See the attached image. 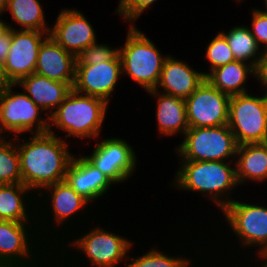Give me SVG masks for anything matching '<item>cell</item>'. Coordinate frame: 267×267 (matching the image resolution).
<instances>
[{
  "instance_id": "5bb4252c",
  "label": "cell",
  "mask_w": 267,
  "mask_h": 267,
  "mask_svg": "<svg viewBox=\"0 0 267 267\" xmlns=\"http://www.w3.org/2000/svg\"><path fill=\"white\" fill-rule=\"evenodd\" d=\"M121 76L122 64L117 53L111 60L99 64H76L72 89L83 95L100 98L109 104Z\"/></svg>"
},
{
  "instance_id": "52a82bcc",
  "label": "cell",
  "mask_w": 267,
  "mask_h": 267,
  "mask_svg": "<svg viewBox=\"0 0 267 267\" xmlns=\"http://www.w3.org/2000/svg\"><path fill=\"white\" fill-rule=\"evenodd\" d=\"M126 41L118 47L123 76L132 79L145 92L157 87L163 64L169 54L158 46L136 24L127 25Z\"/></svg>"
},
{
  "instance_id": "ab89813d",
  "label": "cell",
  "mask_w": 267,
  "mask_h": 267,
  "mask_svg": "<svg viewBox=\"0 0 267 267\" xmlns=\"http://www.w3.org/2000/svg\"><path fill=\"white\" fill-rule=\"evenodd\" d=\"M235 1H236L235 3L239 4V3L243 2L244 0H235Z\"/></svg>"
},
{
  "instance_id": "4dcf8cb0",
  "label": "cell",
  "mask_w": 267,
  "mask_h": 267,
  "mask_svg": "<svg viewBox=\"0 0 267 267\" xmlns=\"http://www.w3.org/2000/svg\"><path fill=\"white\" fill-rule=\"evenodd\" d=\"M157 0H119L114 13L120 16L128 25H135L140 16L149 8L151 9Z\"/></svg>"
},
{
  "instance_id": "8d00e7d4",
  "label": "cell",
  "mask_w": 267,
  "mask_h": 267,
  "mask_svg": "<svg viewBox=\"0 0 267 267\" xmlns=\"http://www.w3.org/2000/svg\"><path fill=\"white\" fill-rule=\"evenodd\" d=\"M3 15L4 14H0V35L2 33H4L8 29L7 21L6 20H2V16Z\"/></svg>"
},
{
  "instance_id": "2e32d148",
  "label": "cell",
  "mask_w": 267,
  "mask_h": 267,
  "mask_svg": "<svg viewBox=\"0 0 267 267\" xmlns=\"http://www.w3.org/2000/svg\"><path fill=\"white\" fill-rule=\"evenodd\" d=\"M55 20L50 25L49 36L75 57L98 41L95 28L77 8H62Z\"/></svg>"
},
{
  "instance_id": "e0dca14e",
  "label": "cell",
  "mask_w": 267,
  "mask_h": 267,
  "mask_svg": "<svg viewBox=\"0 0 267 267\" xmlns=\"http://www.w3.org/2000/svg\"><path fill=\"white\" fill-rule=\"evenodd\" d=\"M191 66L169 54L164 61L155 90L186 100L206 79L202 71Z\"/></svg>"
},
{
  "instance_id": "8fae6325",
  "label": "cell",
  "mask_w": 267,
  "mask_h": 267,
  "mask_svg": "<svg viewBox=\"0 0 267 267\" xmlns=\"http://www.w3.org/2000/svg\"><path fill=\"white\" fill-rule=\"evenodd\" d=\"M227 125L238 145L267 142V97L250 92L230 96Z\"/></svg>"
},
{
  "instance_id": "7402d4cb",
  "label": "cell",
  "mask_w": 267,
  "mask_h": 267,
  "mask_svg": "<svg viewBox=\"0 0 267 267\" xmlns=\"http://www.w3.org/2000/svg\"><path fill=\"white\" fill-rule=\"evenodd\" d=\"M17 85L49 117L72 90L67 83L55 81L36 73L22 78Z\"/></svg>"
},
{
  "instance_id": "ac0fdd59",
  "label": "cell",
  "mask_w": 267,
  "mask_h": 267,
  "mask_svg": "<svg viewBox=\"0 0 267 267\" xmlns=\"http://www.w3.org/2000/svg\"><path fill=\"white\" fill-rule=\"evenodd\" d=\"M68 184L91 204L102 199L115 184L94 167L82 154H75L66 173Z\"/></svg>"
},
{
  "instance_id": "7a4b0ae2",
  "label": "cell",
  "mask_w": 267,
  "mask_h": 267,
  "mask_svg": "<svg viewBox=\"0 0 267 267\" xmlns=\"http://www.w3.org/2000/svg\"><path fill=\"white\" fill-rule=\"evenodd\" d=\"M94 226L91 225L89 228H87V227L84 228V230L86 229L85 231L82 229L81 232L83 231V233H80V229L78 228V230H77V228H76L75 230H73V233H74V231H76L75 236L71 232L70 234H72V235L69 234L67 236L68 239L67 238L64 239V241H62L61 245H58V247H55L53 250L54 255H55V257H53L54 258V260H53L54 266L53 267H55V266L60 267L61 264H62L61 267H67V265H68V267H71V266L74 267L78 261H76V262H72V261H74V259H77V258H79L77 260H80L81 257L82 258L84 257L86 259L83 258L82 260H80V262H82L83 260L84 261L87 260L86 261L87 265H89L90 267L91 266L92 267H117L118 265L123 264L122 261H124V263H125L124 267H127L128 253H129V250H130V248L134 242L126 236L124 237L123 235H120V234H117V233L110 231V229L107 230V229H105V227L103 228V226H100V224L94 225ZM87 229H88V232H87ZM71 236H72V238H71ZM64 242L66 244H63ZM63 248H64V250H63ZM55 249H57V250H55ZM66 249L68 251H66ZM59 250H61L62 253ZM70 250L72 252L76 251L79 254L82 253L81 255H83V256H81V255L79 256V254L77 256V253L76 254L74 253L73 255L75 257H74V259H72L73 257H71V256H73V255H72V252ZM55 252L56 253L58 252V253L56 254ZM69 252H71V254H69ZM59 257H60V260H59ZM68 258L70 261L69 263L67 262ZM64 262H66V263H64Z\"/></svg>"
},
{
  "instance_id": "4316f807",
  "label": "cell",
  "mask_w": 267,
  "mask_h": 267,
  "mask_svg": "<svg viewBox=\"0 0 267 267\" xmlns=\"http://www.w3.org/2000/svg\"><path fill=\"white\" fill-rule=\"evenodd\" d=\"M134 244H132L127 260V267H193L194 256H185L182 253L178 255L168 254L166 251H161L158 246L152 247L146 250V253H142L139 256H130V251L133 249ZM167 253V254H166ZM172 255V256H171ZM193 265V266H192Z\"/></svg>"
},
{
  "instance_id": "836d02e7",
  "label": "cell",
  "mask_w": 267,
  "mask_h": 267,
  "mask_svg": "<svg viewBox=\"0 0 267 267\" xmlns=\"http://www.w3.org/2000/svg\"><path fill=\"white\" fill-rule=\"evenodd\" d=\"M12 42V29L8 28L0 35V60L4 62L7 58Z\"/></svg>"
},
{
  "instance_id": "603a6c76",
  "label": "cell",
  "mask_w": 267,
  "mask_h": 267,
  "mask_svg": "<svg viewBox=\"0 0 267 267\" xmlns=\"http://www.w3.org/2000/svg\"><path fill=\"white\" fill-rule=\"evenodd\" d=\"M240 186L267 181V142L238 145L235 158Z\"/></svg>"
},
{
  "instance_id": "7c38bea8",
  "label": "cell",
  "mask_w": 267,
  "mask_h": 267,
  "mask_svg": "<svg viewBox=\"0 0 267 267\" xmlns=\"http://www.w3.org/2000/svg\"><path fill=\"white\" fill-rule=\"evenodd\" d=\"M120 137L100 138L92 152L83 156L115 185L132 178L138 165V155L132 145Z\"/></svg>"
},
{
  "instance_id": "277c9868",
  "label": "cell",
  "mask_w": 267,
  "mask_h": 267,
  "mask_svg": "<svg viewBox=\"0 0 267 267\" xmlns=\"http://www.w3.org/2000/svg\"><path fill=\"white\" fill-rule=\"evenodd\" d=\"M36 197H38L36 199L37 200L36 201V204H37L36 215H37V218L40 219V220H38V219L36 220L38 232H39V235L42 238V240L45 241V243H47V245L51 246L52 249L55 246L58 247V245H60L62 243V241H64V239H66L67 235H69L70 232H67V231H68V229H70L68 226V224L70 222L71 223L69 225L71 227L72 232H73L72 229H74L77 225H82V224H79L82 222L81 221L77 222V220H79V219L81 220V217L83 215H86L87 210L88 209L90 210V208L88 207L89 205L92 206V204L87 199H85L82 195L78 194L68 184V182L66 180H63L61 182H57L53 185H50V186L44 188L38 195H36ZM43 200H45V201H43ZM41 204L43 205V207ZM73 218H75V219H73ZM74 222H76L77 224ZM62 227L63 228L65 227L66 230H65V228L62 230L61 229ZM53 234H57V235L53 236ZM52 238L54 239L53 240L54 242L52 241Z\"/></svg>"
},
{
  "instance_id": "ffe728a7",
  "label": "cell",
  "mask_w": 267,
  "mask_h": 267,
  "mask_svg": "<svg viewBox=\"0 0 267 267\" xmlns=\"http://www.w3.org/2000/svg\"><path fill=\"white\" fill-rule=\"evenodd\" d=\"M147 93L156 100L155 118L160 137L183 136L189 129L184 99L167 95L155 89Z\"/></svg>"
},
{
  "instance_id": "44dd1931",
  "label": "cell",
  "mask_w": 267,
  "mask_h": 267,
  "mask_svg": "<svg viewBox=\"0 0 267 267\" xmlns=\"http://www.w3.org/2000/svg\"><path fill=\"white\" fill-rule=\"evenodd\" d=\"M36 198L23 183L0 184V220L36 222Z\"/></svg>"
},
{
  "instance_id": "ba28073f",
  "label": "cell",
  "mask_w": 267,
  "mask_h": 267,
  "mask_svg": "<svg viewBox=\"0 0 267 267\" xmlns=\"http://www.w3.org/2000/svg\"><path fill=\"white\" fill-rule=\"evenodd\" d=\"M9 84L0 90V136L16 137L49 131V116L23 92Z\"/></svg>"
},
{
  "instance_id": "f546056e",
  "label": "cell",
  "mask_w": 267,
  "mask_h": 267,
  "mask_svg": "<svg viewBox=\"0 0 267 267\" xmlns=\"http://www.w3.org/2000/svg\"><path fill=\"white\" fill-rule=\"evenodd\" d=\"M118 47H111L107 43L95 42L83 49L76 57V64H99L111 60L117 53Z\"/></svg>"
},
{
  "instance_id": "e575fe53",
  "label": "cell",
  "mask_w": 267,
  "mask_h": 267,
  "mask_svg": "<svg viewBox=\"0 0 267 267\" xmlns=\"http://www.w3.org/2000/svg\"><path fill=\"white\" fill-rule=\"evenodd\" d=\"M248 252H253V254L255 253V256H257V257H252V259L253 258H256L258 261H259V263L257 264V266L256 267H267V252H254V251H248Z\"/></svg>"
},
{
  "instance_id": "5b68a950",
  "label": "cell",
  "mask_w": 267,
  "mask_h": 267,
  "mask_svg": "<svg viewBox=\"0 0 267 267\" xmlns=\"http://www.w3.org/2000/svg\"><path fill=\"white\" fill-rule=\"evenodd\" d=\"M108 107L110 106L104 100L80 94L72 89L49 117L48 132L64 137L65 141L72 137L76 138V141L94 139L93 141L97 142L96 139L101 137L104 120L107 118ZM62 131V135L56 133Z\"/></svg>"
},
{
  "instance_id": "1f68e13d",
  "label": "cell",
  "mask_w": 267,
  "mask_h": 267,
  "mask_svg": "<svg viewBox=\"0 0 267 267\" xmlns=\"http://www.w3.org/2000/svg\"><path fill=\"white\" fill-rule=\"evenodd\" d=\"M252 36L256 39L259 47L267 50V11L261 8H252L251 24L248 26Z\"/></svg>"
},
{
  "instance_id": "cb8c5ba5",
  "label": "cell",
  "mask_w": 267,
  "mask_h": 267,
  "mask_svg": "<svg viewBox=\"0 0 267 267\" xmlns=\"http://www.w3.org/2000/svg\"><path fill=\"white\" fill-rule=\"evenodd\" d=\"M252 77H255L254 67L236 60L215 68L205 78L222 93L234 96L252 91L246 84Z\"/></svg>"
},
{
  "instance_id": "484cf974",
  "label": "cell",
  "mask_w": 267,
  "mask_h": 267,
  "mask_svg": "<svg viewBox=\"0 0 267 267\" xmlns=\"http://www.w3.org/2000/svg\"><path fill=\"white\" fill-rule=\"evenodd\" d=\"M227 40L235 60L249 63L256 67L263 50L257 44L256 39L252 36L248 25H239L231 27L227 31H219Z\"/></svg>"
},
{
  "instance_id": "30bf717a",
  "label": "cell",
  "mask_w": 267,
  "mask_h": 267,
  "mask_svg": "<svg viewBox=\"0 0 267 267\" xmlns=\"http://www.w3.org/2000/svg\"><path fill=\"white\" fill-rule=\"evenodd\" d=\"M245 201L236 197L228 204L221 211L222 222L236 236L239 249L267 252V206Z\"/></svg>"
},
{
  "instance_id": "d6986e66",
  "label": "cell",
  "mask_w": 267,
  "mask_h": 267,
  "mask_svg": "<svg viewBox=\"0 0 267 267\" xmlns=\"http://www.w3.org/2000/svg\"><path fill=\"white\" fill-rule=\"evenodd\" d=\"M76 57L48 36L40 45L35 73L49 79L67 83L75 81Z\"/></svg>"
},
{
  "instance_id": "f1b7e54d",
  "label": "cell",
  "mask_w": 267,
  "mask_h": 267,
  "mask_svg": "<svg viewBox=\"0 0 267 267\" xmlns=\"http://www.w3.org/2000/svg\"><path fill=\"white\" fill-rule=\"evenodd\" d=\"M204 57L209 62L208 72L203 71L205 77L215 68L236 61L226 38L220 32L207 44Z\"/></svg>"
},
{
  "instance_id": "6da1fadb",
  "label": "cell",
  "mask_w": 267,
  "mask_h": 267,
  "mask_svg": "<svg viewBox=\"0 0 267 267\" xmlns=\"http://www.w3.org/2000/svg\"><path fill=\"white\" fill-rule=\"evenodd\" d=\"M16 136L22 183L35 195L65 180L74 157L68 141L49 132ZM29 136V138H28Z\"/></svg>"
},
{
  "instance_id": "d590c367",
  "label": "cell",
  "mask_w": 267,
  "mask_h": 267,
  "mask_svg": "<svg viewBox=\"0 0 267 267\" xmlns=\"http://www.w3.org/2000/svg\"><path fill=\"white\" fill-rule=\"evenodd\" d=\"M11 84L4 72V63L0 60V90Z\"/></svg>"
},
{
  "instance_id": "f35d334b",
  "label": "cell",
  "mask_w": 267,
  "mask_h": 267,
  "mask_svg": "<svg viewBox=\"0 0 267 267\" xmlns=\"http://www.w3.org/2000/svg\"><path fill=\"white\" fill-rule=\"evenodd\" d=\"M263 1L265 3V4H263L265 9H261V10L267 11V0H263Z\"/></svg>"
},
{
  "instance_id": "74e56055",
  "label": "cell",
  "mask_w": 267,
  "mask_h": 267,
  "mask_svg": "<svg viewBox=\"0 0 267 267\" xmlns=\"http://www.w3.org/2000/svg\"><path fill=\"white\" fill-rule=\"evenodd\" d=\"M8 0H0V14H4Z\"/></svg>"
},
{
  "instance_id": "83f0119b",
  "label": "cell",
  "mask_w": 267,
  "mask_h": 267,
  "mask_svg": "<svg viewBox=\"0 0 267 267\" xmlns=\"http://www.w3.org/2000/svg\"><path fill=\"white\" fill-rule=\"evenodd\" d=\"M22 183L16 137L0 136V184Z\"/></svg>"
},
{
  "instance_id": "4fadbf2b",
  "label": "cell",
  "mask_w": 267,
  "mask_h": 267,
  "mask_svg": "<svg viewBox=\"0 0 267 267\" xmlns=\"http://www.w3.org/2000/svg\"><path fill=\"white\" fill-rule=\"evenodd\" d=\"M229 100V95L205 79L185 100L189 128L227 125Z\"/></svg>"
},
{
  "instance_id": "9c48e42d",
  "label": "cell",
  "mask_w": 267,
  "mask_h": 267,
  "mask_svg": "<svg viewBox=\"0 0 267 267\" xmlns=\"http://www.w3.org/2000/svg\"><path fill=\"white\" fill-rule=\"evenodd\" d=\"M238 144L228 125L189 128L173 149L179 161H235Z\"/></svg>"
},
{
  "instance_id": "d4e9b609",
  "label": "cell",
  "mask_w": 267,
  "mask_h": 267,
  "mask_svg": "<svg viewBox=\"0 0 267 267\" xmlns=\"http://www.w3.org/2000/svg\"><path fill=\"white\" fill-rule=\"evenodd\" d=\"M10 14L14 24L7 23L8 28L16 30H37L49 33L50 24H47L45 11L40 0H8L4 13ZM14 25V26H13ZM18 26V27H17Z\"/></svg>"
},
{
  "instance_id": "d6a6232c",
  "label": "cell",
  "mask_w": 267,
  "mask_h": 267,
  "mask_svg": "<svg viewBox=\"0 0 267 267\" xmlns=\"http://www.w3.org/2000/svg\"><path fill=\"white\" fill-rule=\"evenodd\" d=\"M254 71V79L258 81V83L260 82V86L262 87L260 92L262 91L263 95L267 97V50L262 52Z\"/></svg>"
},
{
  "instance_id": "8992f818",
  "label": "cell",
  "mask_w": 267,
  "mask_h": 267,
  "mask_svg": "<svg viewBox=\"0 0 267 267\" xmlns=\"http://www.w3.org/2000/svg\"><path fill=\"white\" fill-rule=\"evenodd\" d=\"M41 239L36 222L0 220V267L54 266V249Z\"/></svg>"
},
{
  "instance_id": "9a60e30c",
  "label": "cell",
  "mask_w": 267,
  "mask_h": 267,
  "mask_svg": "<svg viewBox=\"0 0 267 267\" xmlns=\"http://www.w3.org/2000/svg\"><path fill=\"white\" fill-rule=\"evenodd\" d=\"M49 33L37 30L12 29V42L4 63V72L11 84L35 73L40 45Z\"/></svg>"
},
{
  "instance_id": "3957f363",
  "label": "cell",
  "mask_w": 267,
  "mask_h": 267,
  "mask_svg": "<svg viewBox=\"0 0 267 267\" xmlns=\"http://www.w3.org/2000/svg\"><path fill=\"white\" fill-rule=\"evenodd\" d=\"M170 186L179 191L202 194L222 211L239 187L235 161H179ZM238 186V187H237ZM231 196V197H230ZM207 197V198H206Z\"/></svg>"
}]
</instances>
